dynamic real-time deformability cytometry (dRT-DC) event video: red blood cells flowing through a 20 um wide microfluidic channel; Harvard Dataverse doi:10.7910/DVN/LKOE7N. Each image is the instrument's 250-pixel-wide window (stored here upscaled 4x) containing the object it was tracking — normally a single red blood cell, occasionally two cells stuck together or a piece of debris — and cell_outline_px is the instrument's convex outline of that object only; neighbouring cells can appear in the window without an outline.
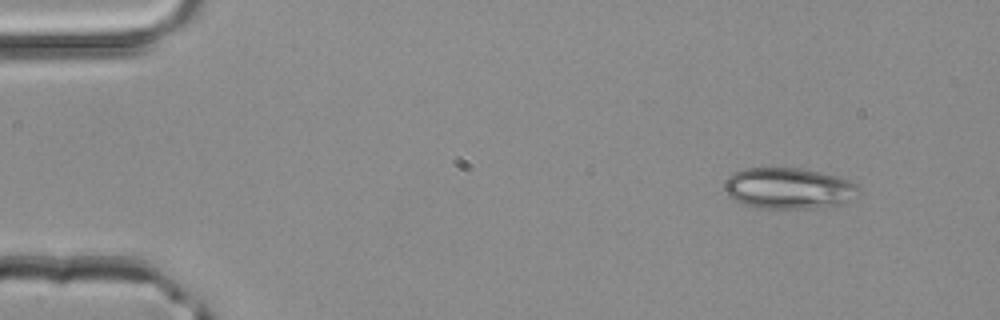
{"species": "common noctule bat (a hibernating species)", "species_latin": "Nyctalus noctula", "temperature_condition": "room temperature", "stored_images_in_passage": 3, "camera_frame_rate_fps": 3000, "um_per_image_px": 0.085, "animal": {"sex": "male", "body_mass_g": 20.4}, "frame": {"image": 1, "passage_image": 1, "time_ms": 0.0, "image_size_px": [1000, 320], "cell_outline_px": [[860, 192], [844, 204], [816, 208], [760, 208], [736, 200], [728, 196], [724, 188], [724, 184], [728, 176], [744, 168], [800, 168], [840, 176], [856, 184], [860, 188]], "centroid_in_image_um": [67.07, 16.0], "position_along_channel_um": 17.9, "area_um2": 32.14}}